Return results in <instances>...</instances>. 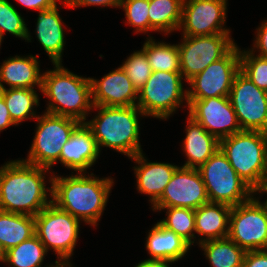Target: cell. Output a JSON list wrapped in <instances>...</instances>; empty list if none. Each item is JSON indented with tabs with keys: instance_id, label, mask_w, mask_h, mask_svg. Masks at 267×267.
<instances>
[{
	"instance_id": "cell-43",
	"label": "cell",
	"mask_w": 267,
	"mask_h": 267,
	"mask_svg": "<svg viewBox=\"0 0 267 267\" xmlns=\"http://www.w3.org/2000/svg\"><path fill=\"white\" fill-rule=\"evenodd\" d=\"M6 257V250L3 248L2 244L0 243V261L4 262Z\"/></svg>"
},
{
	"instance_id": "cell-39",
	"label": "cell",
	"mask_w": 267,
	"mask_h": 267,
	"mask_svg": "<svg viewBox=\"0 0 267 267\" xmlns=\"http://www.w3.org/2000/svg\"><path fill=\"white\" fill-rule=\"evenodd\" d=\"M20 4L30 9L45 10L51 9L57 3V0H17Z\"/></svg>"
},
{
	"instance_id": "cell-19",
	"label": "cell",
	"mask_w": 267,
	"mask_h": 267,
	"mask_svg": "<svg viewBox=\"0 0 267 267\" xmlns=\"http://www.w3.org/2000/svg\"><path fill=\"white\" fill-rule=\"evenodd\" d=\"M131 159L138 163V166L134 167L138 191L150 195L149 201L153 205L162 196L166 185L179 167L169 163L148 162L142 152Z\"/></svg>"
},
{
	"instance_id": "cell-33",
	"label": "cell",
	"mask_w": 267,
	"mask_h": 267,
	"mask_svg": "<svg viewBox=\"0 0 267 267\" xmlns=\"http://www.w3.org/2000/svg\"><path fill=\"white\" fill-rule=\"evenodd\" d=\"M5 31L28 41L31 39L21 14L8 0H0V33L4 35Z\"/></svg>"
},
{
	"instance_id": "cell-10",
	"label": "cell",
	"mask_w": 267,
	"mask_h": 267,
	"mask_svg": "<svg viewBox=\"0 0 267 267\" xmlns=\"http://www.w3.org/2000/svg\"><path fill=\"white\" fill-rule=\"evenodd\" d=\"M228 237L245 251L267 250V208L254 196L232 206Z\"/></svg>"
},
{
	"instance_id": "cell-16",
	"label": "cell",
	"mask_w": 267,
	"mask_h": 267,
	"mask_svg": "<svg viewBox=\"0 0 267 267\" xmlns=\"http://www.w3.org/2000/svg\"><path fill=\"white\" fill-rule=\"evenodd\" d=\"M209 202L206 187L198 169L179 167L153 207L198 209Z\"/></svg>"
},
{
	"instance_id": "cell-11",
	"label": "cell",
	"mask_w": 267,
	"mask_h": 267,
	"mask_svg": "<svg viewBox=\"0 0 267 267\" xmlns=\"http://www.w3.org/2000/svg\"><path fill=\"white\" fill-rule=\"evenodd\" d=\"M229 33L209 36H183L178 44L180 73L189 81L211 63L223 58L236 44Z\"/></svg>"
},
{
	"instance_id": "cell-18",
	"label": "cell",
	"mask_w": 267,
	"mask_h": 267,
	"mask_svg": "<svg viewBox=\"0 0 267 267\" xmlns=\"http://www.w3.org/2000/svg\"><path fill=\"white\" fill-rule=\"evenodd\" d=\"M99 154L91 129L85 122H81L63 145L59 161L71 170L87 173L84 171L95 163Z\"/></svg>"
},
{
	"instance_id": "cell-37",
	"label": "cell",
	"mask_w": 267,
	"mask_h": 267,
	"mask_svg": "<svg viewBox=\"0 0 267 267\" xmlns=\"http://www.w3.org/2000/svg\"><path fill=\"white\" fill-rule=\"evenodd\" d=\"M64 5L69 8L78 6H113L120 7L121 0H62Z\"/></svg>"
},
{
	"instance_id": "cell-17",
	"label": "cell",
	"mask_w": 267,
	"mask_h": 267,
	"mask_svg": "<svg viewBox=\"0 0 267 267\" xmlns=\"http://www.w3.org/2000/svg\"><path fill=\"white\" fill-rule=\"evenodd\" d=\"M93 106H136L138 90L120 66L100 80L90 78Z\"/></svg>"
},
{
	"instance_id": "cell-5",
	"label": "cell",
	"mask_w": 267,
	"mask_h": 267,
	"mask_svg": "<svg viewBox=\"0 0 267 267\" xmlns=\"http://www.w3.org/2000/svg\"><path fill=\"white\" fill-rule=\"evenodd\" d=\"M219 149L254 191L267 173V133L242 130L219 140Z\"/></svg>"
},
{
	"instance_id": "cell-32",
	"label": "cell",
	"mask_w": 267,
	"mask_h": 267,
	"mask_svg": "<svg viewBox=\"0 0 267 267\" xmlns=\"http://www.w3.org/2000/svg\"><path fill=\"white\" fill-rule=\"evenodd\" d=\"M253 50L240 51V71L259 89L267 92V58L254 56Z\"/></svg>"
},
{
	"instance_id": "cell-2",
	"label": "cell",
	"mask_w": 267,
	"mask_h": 267,
	"mask_svg": "<svg viewBox=\"0 0 267 267\" xmlns=\"http://www.w3.org/2000/svg\"><path fill=\"white\" fill-rule=\"evenodd\" d=\"M77 173L69 177L53 176L49 181L52 203L72 216L95 226L102 216L110 190L111 178H97Z\"/></svg>"
},
{
	"instance_id": "cell-6",
	"label": "cell",
	"mask_w": 267,
	"mask_h": 267,
	"mask_svg": "<svg viewBox=\"0 0 267 267\" xmlns=\"http://www.w3.org/2000/svg\"><path fill=\"white\" fill-rule=\"evenodd\" d=\"M180 72L154 71L138 91L137 107L144 116L167 119L183 102H187V90L183 91Z\"/></svg>"
},
{
	"instance_id": "cell-25",
	"label": "cell",
	"mask_w": 267,
	"mask_h": 267,
	"mask_svg": "<svg viewBox=\"0 0 267 267\" xmlns=\"http://www.w3.org/2000/svg\"><path fill=\"white\" fill-rule=\"evenodd\" d=\"M33 235L34 216L0 211V243L6 251Z\"/></svg>"
},
{
	"instance_id": "cell-44",
	"label": "cell",
	"mask_w": 267,
	"mask_h": 267,
	"mask_svg": "<svg viewBox=\"0 0 267 267\" xmlns=\"http://www.w3.org/2000/svg\"><path fill=\"white\" fill-rule=\"evenodd\" d=\"M72 264L70 263H65V262H58L57 260L55 261V266L53 265L52 267H71Z\"/></svg>"
},
{
	"instance_id": "cell-27",
	"label": "cell",
	"mask_w": 267,
	"mask_h": 267,
	"mask_svg": "<svg viewBox=\"0 0 267 267\" xmlns=\"http://www.w3.org/2000/svg\"><path fill=\"white\" fill-rule=\"evenodd\" d=\"M213 267H242L246 251L229 237L199 244Z\"/></svg>"
},
{
	"instance_id": "cell-20",
	"label": "cell",
	"mask_w": 267,
	"mask_h": 267,
	"mask_svg": "<svg viewBox=\"0 0 267 267\" xmlns=\"http://www.w3.org/2000/svg\"><path fill=\"white\" fill-rule=\"evenodd\" d=\"M187 120L188 126L183 147L188 160L182 167L199 169L219 150V140L209 134L192 117L188 116Z\"/></svg>"
},
{
	"instance_id": "cell-36",
	"label": "cell",
	"mask_w": 267,
	"mask_h": 267,
	"mask_svg": "<svg viewBox=\"0 0 267 267\" xmlns=\"http://www.w3.org/2000/svg\"><path fill=\"white\" fill-rule=\"evenodd\" d=\"M242 267H267V250L246 251Z\"/></svg>"
},
{
	"instance_id": "cell-35",
	"label": "cell",
	"mask_w": 267,
	"mask_h": 267,
	"mask_svg": "<svg viewBox=\"0 0 267 267\" xmlns=\"http://www.w3.org/2000/svg\"><path fill=\"white\" fill-rule=\"evenodd\" d=\"M120 7L125 10L127 23L136 27V32L154 30L149 23V0H121Z\"/></svg>"
},
{
	"instance_id": "cell-13",
	"label": "cell",
	"mask_w": 267,
	"mask_h": 267,
	"mask_svg": "<svg viewBox=\"0 0 267 267\" xmlns=\"http://www.w3.org/2000/svg\"><path fill=\"white\" fill-rule=\"evenodd\" d=\"M240 71V49L235 45L223 58L211 63L188 81L187 99L229 96L235 75Z\"/></svg>"
},
{
	"instance_id": "cell-45",
	"label": "cell",
	"mask_w": 267,
	"mask_h": 267,
	"mask_svg": "<svg viewBox=\"0 0 267 267\" xmlns=\"http://www.w3.org/2000/svg\"><path fill=\"white\" fill-rule=\"evenodd\" d=\"M2 39H3V35L0 33V45H1Z\"/></svg>"
},
{
	"instance_id": "cell-8",
	"label": "cell",
	"mask_w": 267,
	"mask_h": 267,
	"mask_svg": "<svg viewBox=\"0 0 267 267\" xmlns=\"http://www.w3.org/2000/svg\"><path fill=\"white\" fill-rule=\"evenodd\" d=\"M38 121L36 134L31 145L28 158L24 162L51 169L59 161L63 145L69 140L80 121L45 112L36 118Z\"/></svg>"
},
{
	"instance_id": "cell-15",
	"label": "cell",
	"mask_w": 267,
	"mask_h": 267,
	"mask_svg": "<svg viewBox=\"0 0 267 267\" xmlns=\"http://www.w3.org/2000/svg\"><path fill=\"white\" fill-rule=\"evenodd\" d=\"M227 0H183L182 20L179 29L183 36H209L230 33L223 28Z\"/></svg>"
},
{
	"instance_id": "cell-23",
	"label": "cell",
	"mask_w": 267,
	"mask_h": 267,
	"mask_svg": "<svg viewBox=\"0 0 267 267\" xmlns=\"http://www.w3.org/2000/svg\"><path fill=\"white\" fill-rule=\"evenodd\" d=\"M57 4L51 9L39 11L36 35L53 64L62 62L65 36Z\"/></svg>"
},
{
	"instance_id": "cell-31",
	"label": "cell",
	"mask_w": 267,
	"mask_h": 267,
	"mask_svg": "<svg viewBox=\"0 0 267 267\" xmlns=\"http://www.w3.org/2000/svg\"><path fill=\"white\" fill-rule=\"evenodd\" d=\"M153 210L166 209L167 217L160 223L169 230H172L190 246L194 243L195 238V210L181 207H152Z\"/></svg>"
},
{
	"instance_id": "cell-40",
	"label": "cell",
	"mask_w": 267,
	"mask_h": 267,
	"mask_svg": "<svg viewBox=\"0 0 267 267\" xmlns=\"http://www.w3.org/2000/svg\"><path fill=\"white\" fill-rule=\"evenodd\" d=\"M10 125H16L10 115L3 97L0 95V132Z\"/></svg>"
},
{
	"instance_id": "cell-21",
	"label": "cell",
	"mask_w": 267,
	"mask_h": 267,
	"mask_svg": "<svg viewBox=\"0 0 267 267\" xmlns=\"http://www.w3.org/2000/svg\"><path fill=\"white\" fill-rule=\"evenodd\" d=\"M37 57L15 56L5 60L0 66V89L5 87V82L10 88L34 89L35 84L42 89V74L40 75Z\"/></svg>"
},
{
	"instance_id": "cell-38",
	"label": "cell",
	"mask_w": 267,
	"mask_h": 267,
	"mask_svg": "<svg viewBox=\"0 0 267 267\" xmlns=\"http://www.w3.org/2000/svg\"><path fill=\"white\" fill-rule=\"evenodd\" d=\"M255 44L253 47L259 49L258 56L267 58V20L257 29Z\"/></svg>"
},
{
	"instance_id": "cell-42",
	"label": "cell",
	"mask_w": 267,
	"mask_h": 267,
	"mask_svg": "<svg viewBox=\"0 0 267 267\" xmlns=\"http://www.w3.org/2000/svg\"><path fill=\"white\" fill-rule=\"evenodd\" d=\"M253 192L267 193V173L261 179L260 185ZM262 204L267 208V199L265 203Z\"/></svg>"
},
{
	"instance_id": "cell-41",
	"label": "cell",
	"mask_w": 267,
	"mask_h": 267,
	"mask_svg": "<svg viewBox=\"0 0 267 267\" xmlns=\"http://www.w3.org/2000/svg\"><path fill=\"white\" fill-rule=\"evenodd\" d=\"M170 261L157 260V259H146L138 263L135 267H170L168 264Z\"/></svg>"
},
{
	"instance_id": "cell-22",
	"label": "cell",
	"mask_w": 267,
	"mask_h": 267,
	"mask_svg": "<svg viewBox=\"0 0 267 267\" xmlns=\"http://www.w3.org/2000/svg\"><path fill=\"white\" fill-rule=\"evenodd\" d=\"M231 208L224 203L208 202L195 209V232L207 237H202L199 244L228 237Z\"/></svg>"
},
{
	"instance_id": "cell-14",
	"label": "cell",
	"mask_w": 267,
	"mask_h": 267,
	"mask_svg": "<svg viewBox=\"0 0 267 267\" xmlns=\"http://www.w3.org/2000/svg\"><path fill=\"white\" fill-rule=\"evenodd\" d=\"M189 116L218 140L242 131L229 96L187 99Z\"/></svg>"
},
{
	"instance_id": "cell-34",
	"label": "cell",
	"mask_w": 267,
	"mask_h": 267,
	"mask_svg": "<svg viewBox=\"0 0 267 267\" xmlns=\"http://www.w3.org/2000/svg\"><path fill=\"white\" fill-rule=\"evenodd\" d=\"M121 67L138 91L143 87L152 73L147 55L142 49L131 54Z\"/></svg>"
},
{
	"instance_id": "cell-12",
	"label": "cell",
	"mask_w": 267,
	"mask_h": 267,
	"mask_svg": "<svg viewBox=\"0 0 267 267\" xmlns=\"http://www.w3.org/2000/svg\"><path fill=\"white\" fill-rule=\"evenodd\" d=\"M229 99L242 130L267 133L266 91L239 71L234 77Z\"/></svg>"
},
{
	"instance_id": "cell-4",
	"label": "cell",
	"mask_w": 267,
	"mask_h": 267,
	"mask_svg": "<svg viewBox=\"0 0 267 267\" xmlns=\"http://www.w3.org/2000/svg\"><path fill=\"white\" fill-rule=\"evenodd\" d=\"M99 112L93 120L85 121L91 129L97 146L109 147L129 158L141 153L139 142V116L144 113L137 106H93Z\"/></svg>"
},
{
	"instance_id": "cell-30",
	"label": "cell",
	"mask_w": 267,
	"mask_h": 267,
	"mask_svg": "<svg viewBox=\"0 0 267 267\" xmlns=\"http://www.w3.org/2000/svg\"><path fill=\"white\" fill-rule=\"evenodd\" d=\"M46 253L45 246L35 234L7 250L4 263H9L12 267H41ZM52 266L49 265L48 267Z\"/></svg>"
},
{
	"instance_id": "cell-26",
	"label": "cell",
	"mask_w": 267,
	"mask_h": 267,
	"mask_svg": "<svg viewBox=\"0 0 267 267\" xmlns=\"http://www.w3.org/2000/svg\"><path fill=\"white\" fill-rule=\"evenodd\" d=\"M183 0H149V23L154 31L165 34L179 30Z\"/></svg>"
},
{
	"instance_id": "cell-7",
	"label": "cell",
	"mask_w": 267,
	"mask_h": 267,
	"mask_svg": "<svg viewBox=\"0 0 267 267\" xmlns=\"http://www.w3.org/2000/svg\"><path fill=\"white\" fill-rule=\"evenodd\" d=\"M198 170L205 184L209 202L236 206L248 201L254 193L239 177L220 149Z\"/></svg>"
},
{
	"instance_id": "cell-9",
	"label": "cell",
	"mask_w": 267,
	"mask_h": 267,
	"mask_svg": "<svg viewBox=\"0 0 267 267\" xmlns=\"http://www.w3.org/2000/svg\"><path fill=\"white\" fill-rule=\"evenodd\" d=\"M34 218L35 234L46 251L52 248L60 257H57L60 259L58 262L69 263L68 260L73 255L78 239L80 220L52 202Z\"/></svg>"
},
{
	"instance_id": "cell-29",
	"label": "cell",
	"mask_w": 267,
	"mask_h": 267,
	"mask_svg": "<svg viewBox=\"0 0 267 267\" xmlns=\"http://www.w3.org/2000/svg\"><path fill=\"white\" fill-rule=\"evenodd\" d=\"M142 50L147 55L152 72H180V53L177 44L155 43L150 37Z\"/></svg>"
},
{
	"instance_id": "cell-24",
	"label": "cell",
	"mask_w": 267,
	"mask_h": 267,
	"mask_svg": "<svg viewBox=\"0 0 267 267\" xmlns=\"http://www.w3.org/2000/svg\"><path fill=\"white\" fill-rule=\"evenodd\" d=\"M146 240V249L150 259L175 262L184 257L190 245L172 230L160 222L150 230Z\"/></svg>"
},
{
	"instance_id": "cell-28",
	"label": "cell",
	"mask_w": 267,
	"mask_h": 267,
	"mask_svg": "<svg viewBox=\"0 0 267 267\" xmlns=\"http://www.w3.org/2000/svg\"><path fill=\"white\" fill-rule=\"evenodd\" d=\"M12 121L18 125L25 119L37 118L33 106L39 105V97L35 89L9 88L0 89Z\"/></svg>"
},
{
	"instance_id": "cell-3",
	"label": "cell",
	"mask_w": 267,
	"mask_h": 267,
	"mask_svg": "<svg viewBox=\"0 0 267 267\" xmlns=\"http://www.w3.org/2000/svg\"><path fill=\"white\" fill-rule=\"evenodd\" d=\"M53 65L54 70L42 74L41 92L51 101L46 112L85 122L93 108L90 78L71 73L61 63Z\"/></svg>"
},
{
	"instance_id": "cell-1",
	"label": "cell",
	"mask_w": 267,
	"mask_h": 267,
	"mask_svg": "<svg viewBox=\"0 0 267 267\" xmlns=\"http://www.w3.org/2000/svg\"><path fill=\"white\" fill-rule=\"evenodd\" d=\"M47 170L23 160L3 165L0 168V211L36 216L49 205L52 200L47 199L44 181Z\"/></svg>"
}]
</instances>
